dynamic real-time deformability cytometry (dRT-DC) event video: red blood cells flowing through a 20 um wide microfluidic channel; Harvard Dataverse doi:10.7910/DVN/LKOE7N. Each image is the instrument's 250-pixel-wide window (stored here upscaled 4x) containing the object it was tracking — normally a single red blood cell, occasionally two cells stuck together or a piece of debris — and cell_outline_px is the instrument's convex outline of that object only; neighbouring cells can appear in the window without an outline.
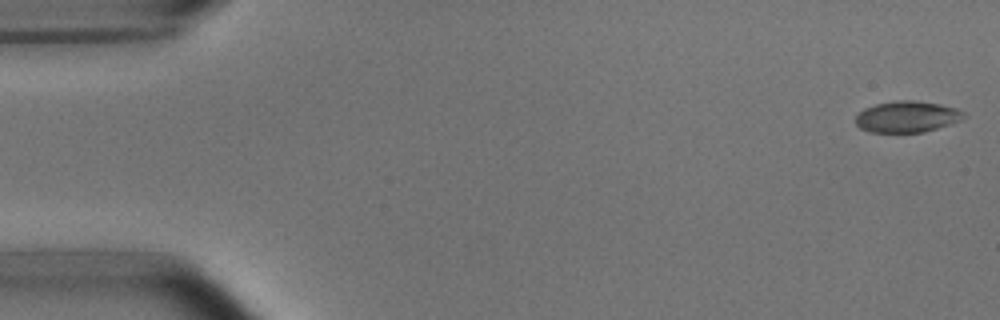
{"species": "common noctule bat (a hibernating species)", "species_latin": "Nyctalus noctula", "temperature_condition": "room temperature", "stored_images_in_passage": 52, "camera_frame_rate_fps": 3000, "um_per_image_px": 0.085, "animal": {"sex": "male", "body_mass_g": 15.6}, "frame": {"image": 1, "passage_image": 1, "time_ms": 0.0, "image_size_px": [1000, 320], "cell_outline_px": [[964, 116], [960, 120], [924, 132], [868, 132], [860, 128], [856, 124], [856, 116], [864, 108], [876, 104], [896, 100], [916, 100], [940, 104], [956, 108], [964, 112]], "centroid_in_image_um": [77.07, 9.91], "position_along_channel_um": 7.9, "area_um2": 19.59}}
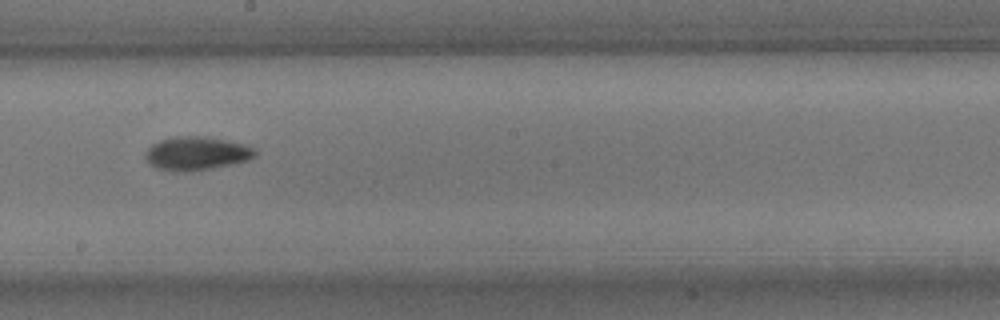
{"frame": {"image": 2, "passage_image": 29, "time_ms": 9.333, "image_size_px": [1000, 320], "cell_outline_px": [[256, 156], [248, 160], [212, 168], [188, 172], [184, 172], [156, 168], [148, 164], [144, 156], [144, 152], [152, 144], [160, 140], [172, 136], [204, 136], [244, 144], [256, 148]], "centroid_in_image_um": [16.67, 13.04], "position_along_channel_um": 231.5, "area_um2": 21.56}}
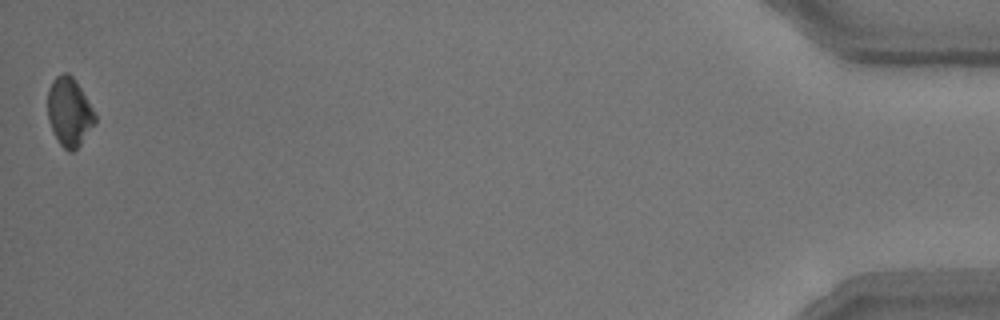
{"frame": {"image": 3, "passage_image": 52, "time_ms": 17.0, "image_size_px": [1000, 320], "cell_outline_px": [[96, 124], [80, 144], [72, 152], [68, 152], [60, 144], [48, 120], [48, 88], [52, 80], [56, 76], [64, 72], [68, 72], [76, 80], [96, 116]], "centroid_in_image_um": [5.89, 9.5], "position_along_channel_um": 429.3, "area_um2": 18.84}, "authors_computed_cell_mechanics": {"area_um2": 20.0566, "velocity_mm_per_s": 3.7872, "shape_relaxation_time_tau1_ms": 3.4636, "shape_relaxation_time_tau2_ms": 2.9442, "deformation_change_tau1": 0.107, "deformation_change_tau2": 0.046}}